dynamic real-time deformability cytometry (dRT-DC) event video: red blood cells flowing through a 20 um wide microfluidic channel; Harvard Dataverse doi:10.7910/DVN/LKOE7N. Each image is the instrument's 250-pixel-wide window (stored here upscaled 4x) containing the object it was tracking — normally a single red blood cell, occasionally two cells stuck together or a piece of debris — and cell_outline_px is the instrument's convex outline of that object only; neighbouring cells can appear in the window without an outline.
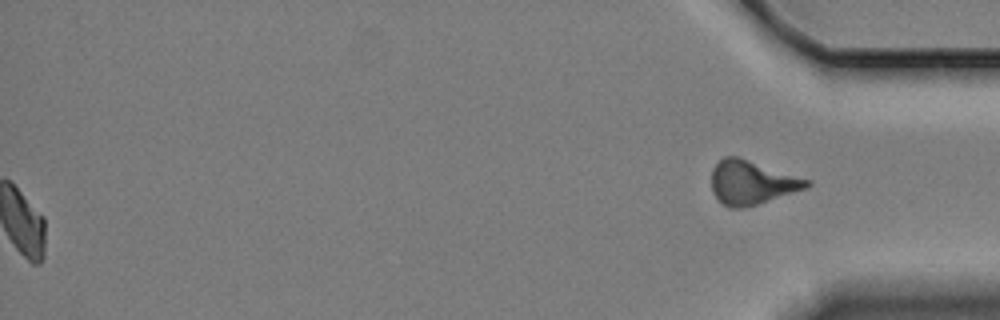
{"species": "Egyptian fruit bat (a non-hibernating species)", "species_latin": "Rousettus aegyptiacus", "temperature_condition": "cold", "stored_images_in_passage": 59, "segment_of_instrument_passage": [2, 2], "camera_frame_rate_fps": 3000, "um_per_image_px": 0.085, "animal": {"sex": "female"}, "frame": {"image": 1, "passage_image": 59, "time_ms": 19.333, "image_size_px": [1000, 320], "cell_outline_px": [[812, 184], [804, 188], [744, 208], [728, 208], [712, 192], [712, 168], [724, 156], [736, 156], [812, 180]], "centroid_in_image_um": [63.88, 15.5], "position_along_channel_um": 371.3, "area_um2": 23.93}}